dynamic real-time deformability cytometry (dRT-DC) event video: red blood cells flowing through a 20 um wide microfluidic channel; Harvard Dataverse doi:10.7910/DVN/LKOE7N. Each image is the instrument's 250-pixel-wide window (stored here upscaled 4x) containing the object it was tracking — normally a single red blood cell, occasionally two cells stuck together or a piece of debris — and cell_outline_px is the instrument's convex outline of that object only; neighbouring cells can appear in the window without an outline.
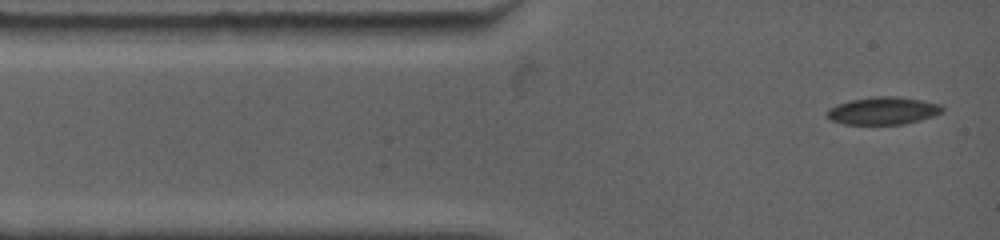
{"species": "common noctule bat (a hibernating species)", "species_latin": "Nyctalus noctula", "temperature_condition": "warm", "stored_images_in_passage": 44, "camera_frame_rate_fps": 4500, "um_per_image_px": 0.085, "animal": {"sex": "female", "body_mass_g": 19.0, "forearm_length_mm": 53.3}, "frame": {"image": 1, "passage_image": 1, "time_ms": 0.0, "image_size_px": [1000, 240], "cell_outline_px": [[944, 108], [940, 112], [932, 116], [920, 120], [904, 124], [844, 124], [832, 120], [828, 116], [828, 108], [852, 100], [880, 96], [892, 96], [920, 100], [940, 104]], "centroid_in_image_um": [75.07, 9.42], "position_along_channel_um": 9.9, "area_um2": 18.03}}
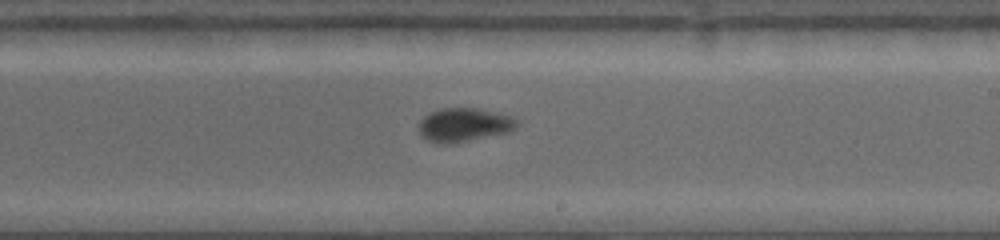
{"frame": {"image": 2, "passage_image": 19, "time_ms": 7.333, "image_size_px": [1000, 240], "cell_outline_px": [[520, 124], [512, 132], [448, 144], [440, 144], [428, 140], [420, 136], [420, 120], [424, 116], [440, 108], [476, 108], [512, 116]], "centroid_in_image_um": [39.47, 10.62], "position_along_channel_um": 249.5, "area_um2": 19.31}}
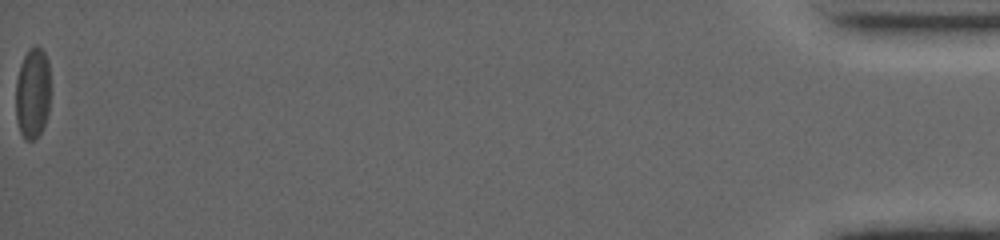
{"frame": {"image": 3, "passage_image": 44, "time_ms": 16.889, "image_size_px": [1000, 240], "cell_outline_px": [[48, 112], [44, 128], [36, 140], [24, 140], [20, 132], [16, 120], [16, 80], [24, 56], [32, 48], [40, 48], [44, 52], [48, 60]], "centroid_in_image_um": [2.76, 8.02], "position_along_channel_um": 432.4, "area_um2": 18.15}, "authors_computed_cell_mechanics": {"area_um2": 18.3226, "velocity_mm_per_s": 3.7589, "shape_relaxation_time_tau1_ms": 5.2216, "shape_relaxation_time_tau2_ms": 1.4657, "deformation_change_tau1": 0.1342, "deformation_change_tau2": 0.0363}}